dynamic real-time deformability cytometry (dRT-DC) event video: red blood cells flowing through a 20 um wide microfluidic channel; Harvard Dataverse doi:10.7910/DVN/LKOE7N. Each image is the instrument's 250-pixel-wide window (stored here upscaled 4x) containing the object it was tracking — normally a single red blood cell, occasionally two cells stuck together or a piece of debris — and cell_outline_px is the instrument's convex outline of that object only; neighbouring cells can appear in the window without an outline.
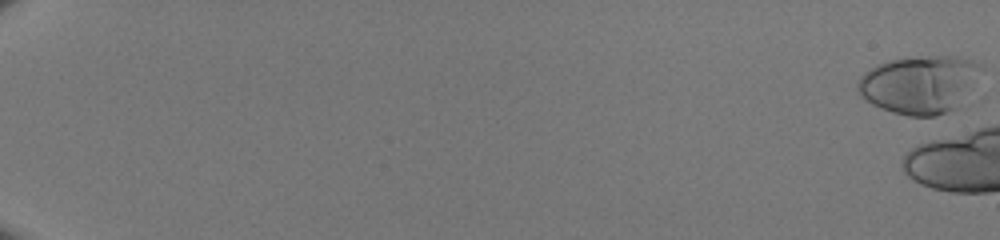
{"species": "human", "species_latin": "Homo sapiens", "temperature_condition": "room temperature", "stored_images_in_passage": 10, "camera_frame_rate_fps": 3000, "um_per_image_px": 0.085, "donor": {"sex": "male"}, "frame": {"image": 1, "passage_image": 1, "time_ms": 0.0, "image_size_px": [1000, 240], "cell_outline_px": [[984, 68], [960, 108], [936, 116], [908, 116], [892, 112], [872, 104], [860, 96], [856, 88], [856, 84], [860, 76], [864, 72], [888, 60], [928, 56], [956, 56], [972, 60], [980, 64]], "centroid_in_image_um": [78.19, 7.19], "position_along_channel_um": 6.8, "area_um2": 42.08}}